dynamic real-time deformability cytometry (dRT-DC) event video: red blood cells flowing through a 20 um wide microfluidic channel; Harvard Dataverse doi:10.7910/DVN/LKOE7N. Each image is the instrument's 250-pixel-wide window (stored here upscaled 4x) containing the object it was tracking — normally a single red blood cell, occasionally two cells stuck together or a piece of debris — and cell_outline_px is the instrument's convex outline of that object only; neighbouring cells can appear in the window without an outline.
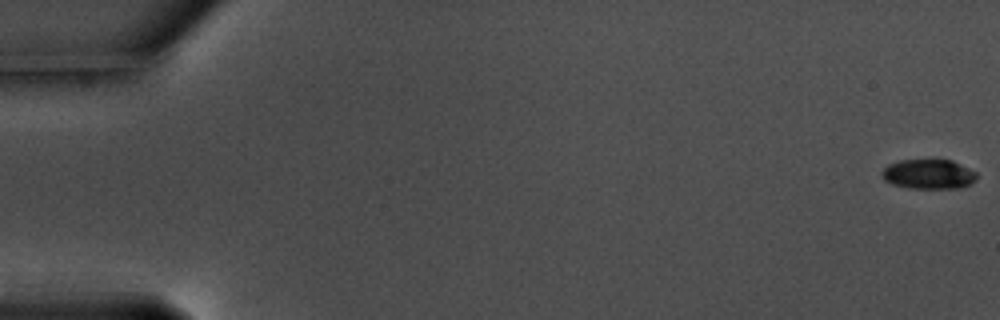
{"species": "common noctule bat (a hibernating species)", "species_latin": "Nyctalus noctula", "temperature_condition": "warm", "stored_images_in_passage": 59, "camera_frame_rate_fps": 3000, "um_per_image_px": 0.085, "animal": {"sex": "male", "body_mass_g": 17.5, "forearm_length_mm": 52.3}, "frame": {"image": 1, "passage_image": 1, "time_ms": 0.0, "image_size_px": [1000, 320], "cell_outline_px": [[976, 180], [972, 184], [960, 188], [908, 188], [892, 184], [884, 180], [880, 172], [888, 164], [900, 160], [952, 160], [976, 172]], "centroid_in_image_um": [78.92, 14.81], "position_along_channel_um": 6.1, "area_um2": 16.47}}
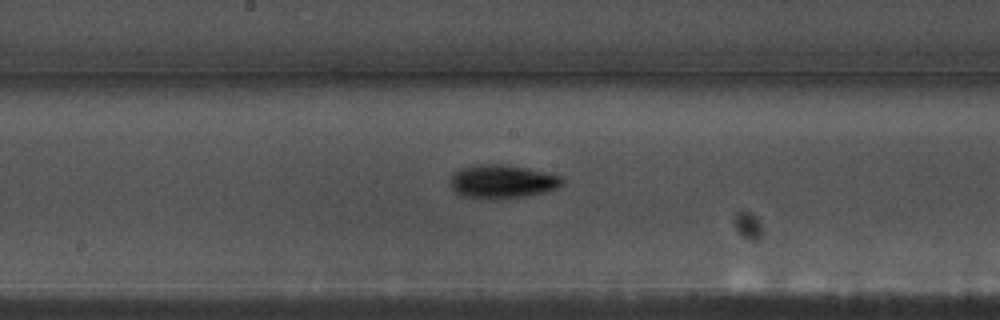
{"frame": {"image": 2, "passage_image": 32, "time_ms": 10.333, "image_size_px": [1000, 320], "cell_outline_px": [[564, 184], [556, 188], [544, 192], [524, 196], [464, 196], [456, 192], [452, 188], [452, 176], [456, 172], [464, 168], [480, 164], [500, 164], [528, 168], [560, 176], [564, 180]], "centroid_in_image_um": [42.76, 15.39], "position_along_channel_um": 205.4, "area_um2": 20.69}}
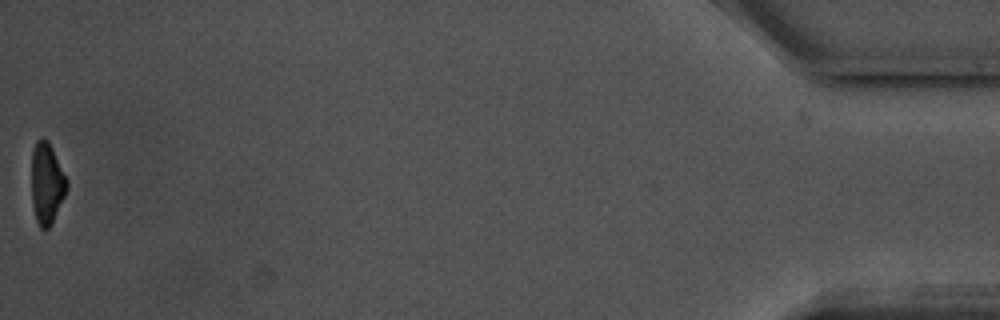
{"frame": {"image": 3, "passage_image": 59, "time_ms": 19.333, "image_size_px": [1000, 320], "cell_outline_px": [[68, 188], [52, 224], [48, 228], [40, 228], [36, 220], [32, 204], [32, 148], [36, 140], [40, 136], [44, 136], [48, 140], [68, 180]], "centroid_in_image_um": [3.98, 15.55], "position_along_channel_um": 431.2, "area_um2": 16.94}, "authors_computed_cell_mechanics": {"area_um2": 18.8428, "velocity_mm_per_s": 3.5661, "shape_relaxation_time_tau1_ms": 3.322, "shape_relaxation_time_tau2_ms": 8.2549, "deformation_change_tau1": 0.1353, "deformation_change_tau2": 0.1417}}